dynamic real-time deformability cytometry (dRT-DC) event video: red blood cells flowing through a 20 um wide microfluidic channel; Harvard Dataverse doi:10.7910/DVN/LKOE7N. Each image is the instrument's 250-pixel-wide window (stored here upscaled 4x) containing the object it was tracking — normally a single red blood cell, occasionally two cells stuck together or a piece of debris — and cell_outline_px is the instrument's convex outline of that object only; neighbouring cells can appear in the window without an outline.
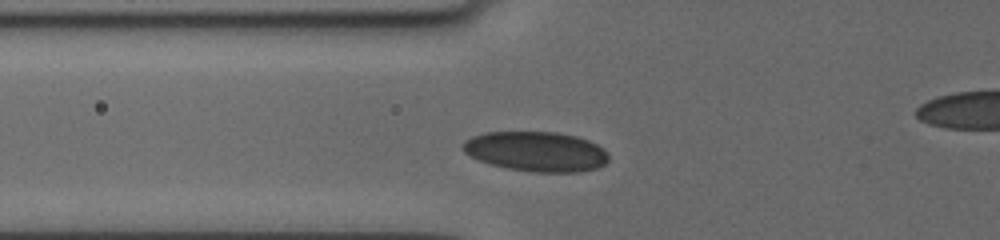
{"species": "human", "species_latin": "Homo sapiens", "temperature_condition": "cold", "stored_images_in_passage": 7, "camera_frame_rate_fps": 3000, "um_per_image_px": 0.085, "donor": {"sex": "female"}, "frame": {"image": 1, "passage_image": 4, "time_ms": 2.667, "image_size_px": [1000, 240], "cell_outline_px": [[608, 160], [604, 164], [596, 168], [580, 172], [532, 172], [508, 168], [488, 164], [464, 152], [460, 148], [464, 140], [472, 136], [484, 132], [556, 132], [576, 136], [588, 140], [604, 148], [608, 156]], "centroid_in_image_um": [45.55, 12.87], "position_along_channel_um": 80.2, "area_um2": 33.99}}
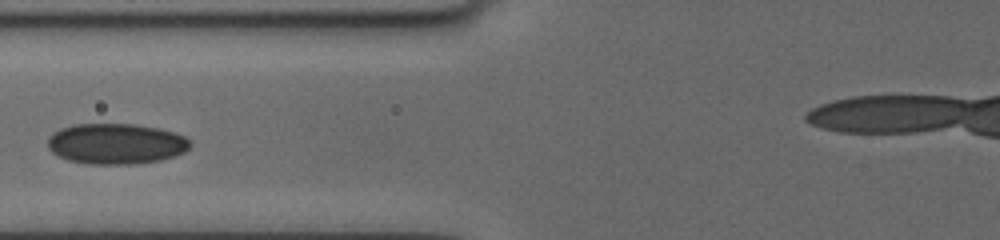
{"frame": {"image": 2, "passage_image": 5, "time_ms": 3.667, "image_size_px": [1000, 240], "cell_outline_px": [[192, 144], [184, 152], [176, 156], [160, 160], [136, 164], [88, 164], [68, 160], [52, 152], [48, 148], [48, 136], [52, 132], [60, 128], [76, 124], [136, 124], [160, 128], [176, 132], [184, 136]], "centroid_in_image_um": [9.87, 12.21], "position_along_channel_um": 115.9, "area_um2": 34.04}}
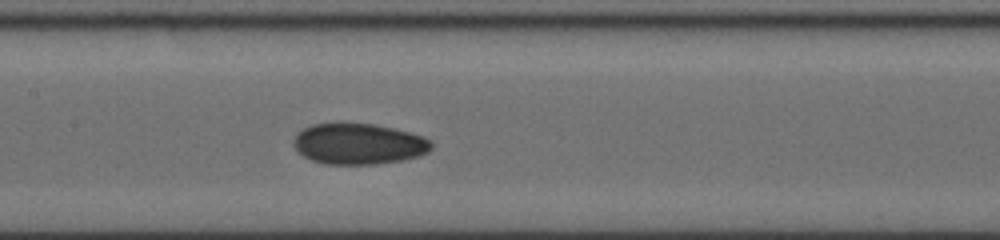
{"frame": {"image": 3, "passage_image": 7, "time_ms": 5.333, "image_size_px": [1000, 240], "cell_outline_px": [[432, 148], [428, 152], [416, 156], [400, 160], [372, 164], [328, 164], [312, 160], [296, 152], [292, 144], [292, 140], [304, 128], [312, 124], [336, 120], [372, 124], [392, 128], [424, 136], [432, 144]], "centroid_in_image_um": [30.41, 12.19], "position_along_channel_um": 177.0, "area_um2": 33.29}}